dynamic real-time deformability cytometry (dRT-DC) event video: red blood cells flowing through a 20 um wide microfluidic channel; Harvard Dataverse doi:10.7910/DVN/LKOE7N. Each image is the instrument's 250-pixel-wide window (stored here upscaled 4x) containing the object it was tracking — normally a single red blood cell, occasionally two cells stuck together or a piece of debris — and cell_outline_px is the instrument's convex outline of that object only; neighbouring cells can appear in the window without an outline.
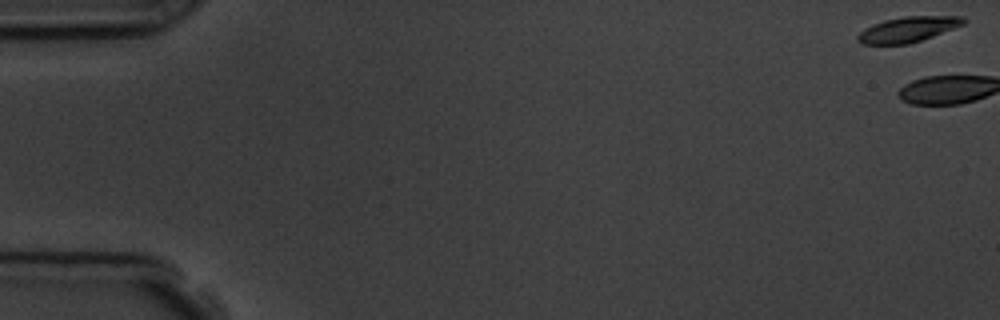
{"species": "common noctule bat (a hibernating species)", "species_latin": "Nyctalus noctula", "temperature_condition": "room temperature", "stored_images_in_passage": 6, "camera_frame_rate_fps": 3000, "um_per_image_px": 0.085, "animal": {"sex": "male", "body_mass_g": 19.5, "forearm_length_mm": 54.6}, "frame": {"image": 1, "passage_image": 1, "time_ms": 0.0, "image_size_px": [1000, 320], "cell_outline_px": [[968, 20], [964, 24], [932, 36], [908, 44], [860, 44], [856, 40], [856, 36], [864, 28], [872, 24], [884, 20], [904, 16], [960, 16]], "centroid_in_image_um": [77.13, 2.49], "position_along_channel_um": 7.9, "area_um2": 15.61}}